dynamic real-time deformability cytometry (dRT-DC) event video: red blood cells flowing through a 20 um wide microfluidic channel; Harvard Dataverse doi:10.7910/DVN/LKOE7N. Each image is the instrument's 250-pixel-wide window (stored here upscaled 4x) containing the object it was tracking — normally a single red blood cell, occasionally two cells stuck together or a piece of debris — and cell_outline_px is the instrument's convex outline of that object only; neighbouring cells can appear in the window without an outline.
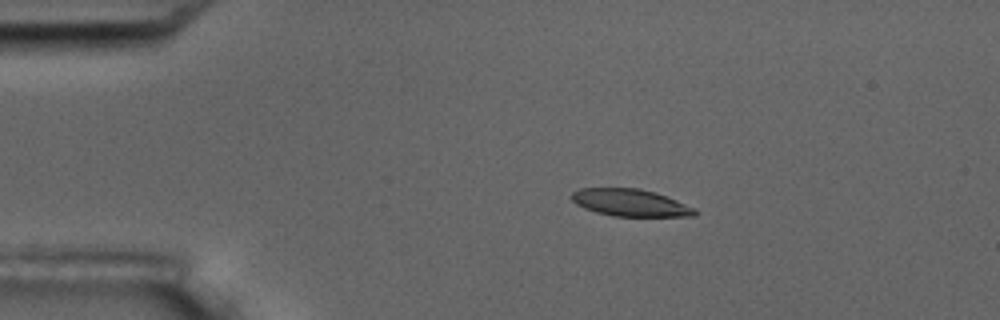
{"species": "common noctule bat (a hibernating species)", "species_latin": "Nyctalus noctula", "temperature_condition": "room temperature", "stored_images_in_passage": 4, "camera_frame_rate_fps": 3000, "um_per_image_px": 0.085, "animal": {"sex": "male", "body_mass_g": 17.5, "forearm_length_mm": 52.3}, "frame": {"image": 1, "passage_image": 3, "time_ms": 3.0, "image_size_px": [1000, 320], "cell_outline_px": [[696, 216], [612, 216], [596, 212], [584, 208], [576, 204], [568, 196], [572, 192], [580, 188], [640, 188], [676, 200], [696, 208]], "centroid_in_image_um": [53.53, 17.23], "position_along_channel_um": 31.5, "area_um2": 19.48}}